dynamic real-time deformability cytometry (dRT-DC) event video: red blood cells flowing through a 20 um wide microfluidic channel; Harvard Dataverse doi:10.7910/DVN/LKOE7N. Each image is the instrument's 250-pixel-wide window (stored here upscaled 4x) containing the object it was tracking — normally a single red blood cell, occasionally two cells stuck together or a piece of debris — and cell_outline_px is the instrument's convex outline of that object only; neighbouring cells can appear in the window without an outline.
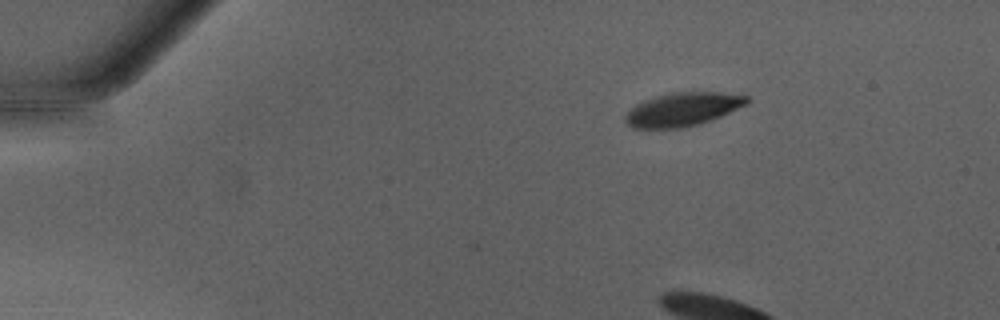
{"species": "Egyptian fruit bat (a non-hibernating species)", "species_latin": "Rousettus aegyptiacus", "temperature_condition": "warm", "stored_images_in_passage": 42, "camera_frame_rate_fps": 3000, "um_per_image_px": 0.085, "animal": {"sex": "male"}, "frame": {"image": 1, "passage_image": 1, "time_ms": 0.0, "image_size_px": [1000, 320], "cell_outline_px": [[748, 104], [720, 116], [700, 124], [680, 128], [632, 128], [624, 120], [624, 116], [636, 104], [644, 100], [668, 92], [720, 92], [748, 96]], "centroid_in_image_um": [58.02, 9.29], "position_along_channel_um": 27.0, "area_um2": 23.7}, "authors_computed_cell_mechanics": {"area_um2": 23.3801, "velocity_mm_per_s": 4.24, "shape_relaxation_time_tau1_ms": 1.7863, "shape_relaxation_time_tau2_ms": null, "deformation_change_tau1": 0.0999, "deformation_change_tau2": null}}